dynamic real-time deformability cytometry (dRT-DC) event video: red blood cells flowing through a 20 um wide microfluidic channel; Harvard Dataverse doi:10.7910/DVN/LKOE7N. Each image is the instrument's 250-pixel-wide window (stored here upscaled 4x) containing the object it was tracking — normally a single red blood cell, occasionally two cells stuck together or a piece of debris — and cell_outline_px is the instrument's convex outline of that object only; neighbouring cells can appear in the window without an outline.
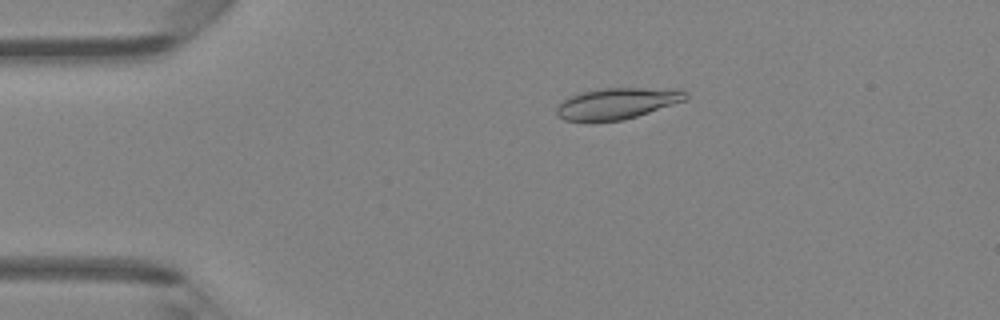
{"species": "Egyptian fruit bat (a non-hibernating species)", "species_latin": "Rousettus aegyptiacus", "temperature_condition": "room temperature", "stored_images_in_passage": 45, "camera_frame_rate_fps": 3000, "um_per_image_px": 0.085, "animal": {"sex": "female"}, "frame": {"image": 1, "passage_image": 7, "time_ms": 2.0, "image_size_px": [1000, 320], "cell_outline_px": [[688, 100], [624, 120], [564, 120], [556, 116], [556, 108], [564, 100], [580, 92], [600, 88], [680, 88], [688, 92]], "centroid_in_image_um": [52.54, 8.76], "position_along_channel_um": 32.5, "area_um2": 23.52}}
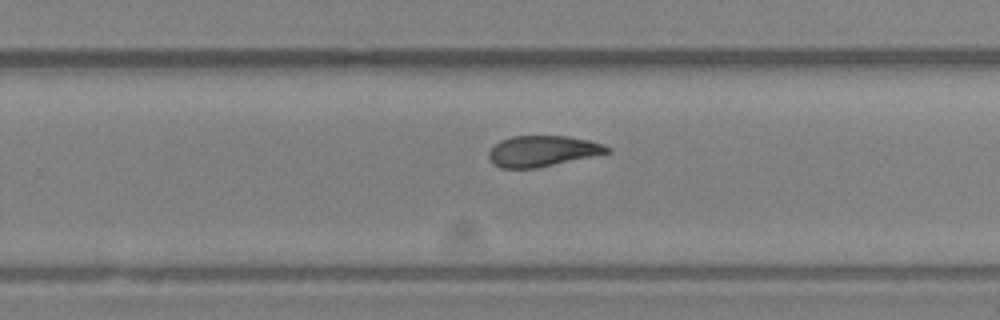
{"frame": {"image": 2, "passage_image": 28, "time_ms": 9.0, "image_size_px": [1000, 320], "cell_outline_px": [[612, 152], [536, 168], [500, 168], [492, 164], [488, 156], [488, 152], [500, 140], [512, 136], [568, 136], [588, 140], [604, 144], [612, 148]], "centroid_in_image_um": [46.12, 12.84], "position_along_channel_um": 283.7, "area_um2": 21.33}}
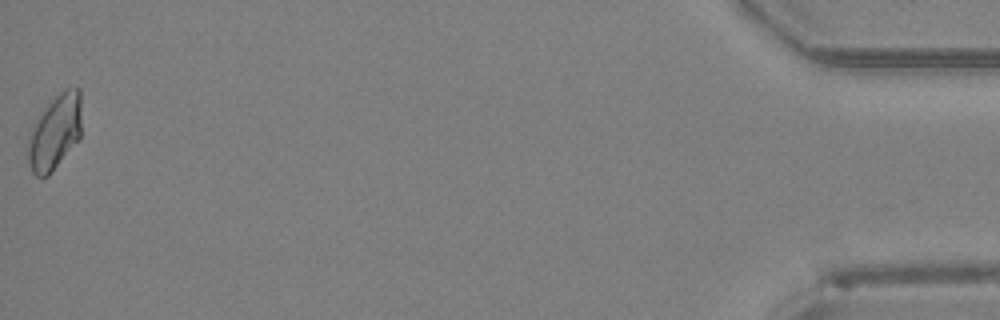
{"frame": {"image": 3, "passage_image": 45, "time_ms": 14.667, "image_size_px": [1000, 320], "cell_outline_px": [[80, 136], [48, 176], [36, 176], [32, 172], [28, 164], [28, 140], [32, 128], [48, 104], [64, 88], [80, 88]], "centroid_in_image_um": [4.66, 11.24], "position_along_channel_um": 430.5, "area_um2": 22.66}, "authors_computed_cell_mechanics": {"area_um2": 22.4842, "velocity_mm_per_s": 4.2709, "shape_relaxation_time_tau1_ms": null, "shape_relaxation_time_tau2_ms": 1.5362, "deformation_change_tau1": null, "deformation_change_tau2": 0.0558}}